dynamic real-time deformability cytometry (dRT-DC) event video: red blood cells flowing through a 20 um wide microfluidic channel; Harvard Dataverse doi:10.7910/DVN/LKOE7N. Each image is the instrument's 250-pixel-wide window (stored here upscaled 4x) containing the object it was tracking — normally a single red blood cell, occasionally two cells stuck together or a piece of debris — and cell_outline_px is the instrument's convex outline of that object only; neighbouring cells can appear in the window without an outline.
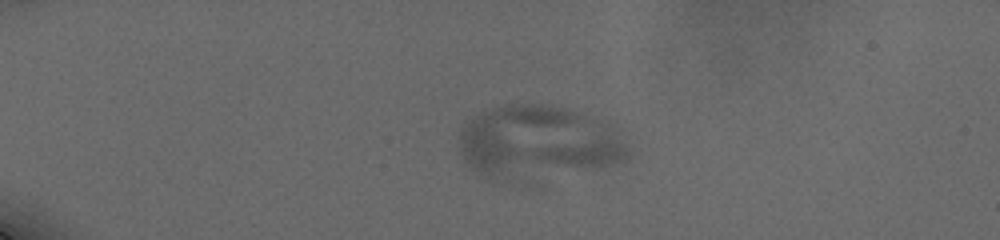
{"species": "human", "species_latin": "Homo sapiens", "temperature_condition": "cold", "stored_images_in_passage": 37, "camera_frame_rate_fps": 3000, "um_per_image_px": 0.085, "donor": {"sex": "male"}, "frame": {"image": 1, "passage_image": 26, "time_ms": 5.0, "image_size_px": [1000, 240], "cell_outline_px": [[628, 160], [604, 164], [500, 172], [484, 172], [472, 168], [464, 160], [460, 152], [460, 128], [464, 124], [480, 112], [492, 108], [508, 104], [540, 104], [564, 108], [616, 124], [628, 148]], "centroid_in_image_um": [45.78, 11.84], "position_along_channel_um": 39.2, "area_um2": 66.07}}